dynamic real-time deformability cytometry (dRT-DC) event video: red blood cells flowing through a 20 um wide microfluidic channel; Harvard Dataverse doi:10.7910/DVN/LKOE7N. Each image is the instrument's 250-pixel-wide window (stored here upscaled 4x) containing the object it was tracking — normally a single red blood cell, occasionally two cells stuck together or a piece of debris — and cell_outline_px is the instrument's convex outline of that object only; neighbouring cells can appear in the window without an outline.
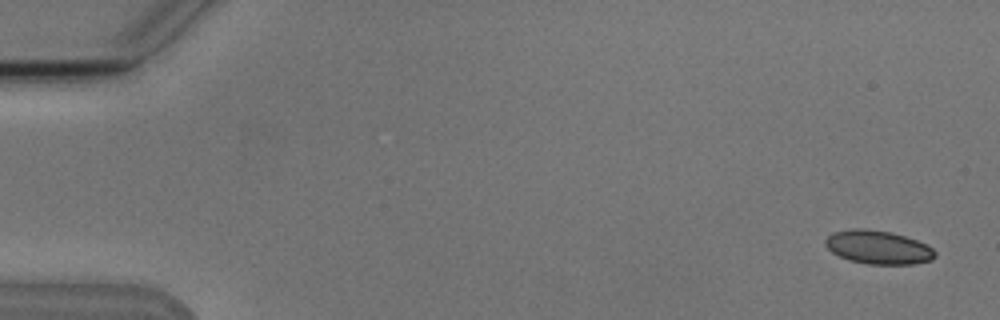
{"species": "Egyptian fruit bat (a non-hibernating species)", "species_latin": "Rousettus aegyptiacus", "temperature_condition": "cold", "stored_images_in_passage": 7, "camera_frame_rate_fps": 3000, "um_per_image_px": 0.085, "animal": {"sex": "male"}, "frame": {"image": 1, "passage_image": 1, "time_ms": 0.0, "image_size_px": [1000, 320], "cell_outline_px": [[936, 256], [932, 260], [916, 264], [868, 264], [848, 260], [832, 252], [824, 244], [824, 240], [832, 232], [852, 228], [864, 228], [892, 232], [928, 244], [936, 252]], "centroid_in_image_um": [74.65, 21.01], "position_along_channel_um": 10.4, "area_um2": 21.68}}
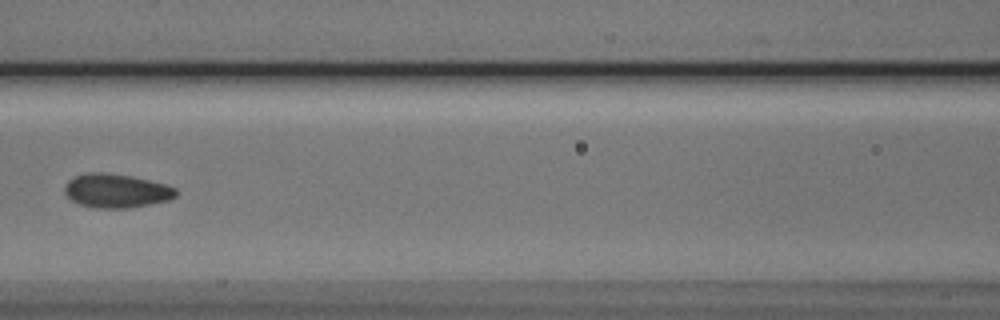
{"frame": {"image": 2, "passage_image": 7, "time_ms": 7.667, "image_size_px": [1000, 320], "cell_outline_px": [[180, 192], [176, 196], [168, 200], [132, 208], [96, 208], [80, 204], [72, 200], [64, 192], [64, 184], [68, 180], [76, 176], [88, 172], [104, 172], [132, 176], [168, 184], [176, 188]], "centroid_in_image_um": [9.92, 16.21], "position_along_channel_um": 156.7, "area_um2": 22.25}}